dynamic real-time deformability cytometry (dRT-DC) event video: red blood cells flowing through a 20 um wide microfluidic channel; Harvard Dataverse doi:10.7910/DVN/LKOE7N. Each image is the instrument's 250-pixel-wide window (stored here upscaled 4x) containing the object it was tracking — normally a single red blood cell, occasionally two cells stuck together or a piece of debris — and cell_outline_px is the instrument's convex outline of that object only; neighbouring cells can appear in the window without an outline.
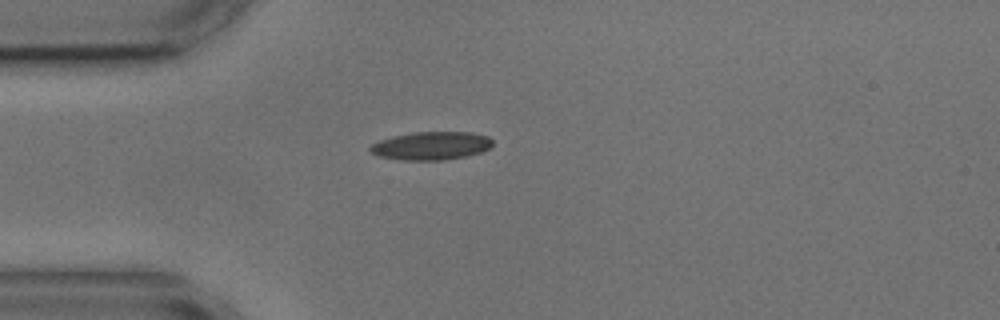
{"species": "common noctule bat (a hibernating species)", "species_latin": "Nyctalus noctula", "temperature_condition": "cold", "stored_images_in_passage": 3, "camera_frame_rate_fps": 3000, "um_per_image_px": 0.085, "animal": {"sex": "male", "body_mass_g": 17.9, "forearm_length_mm": 54.2}, "frame": {"image": 1, "passage_image": 3, "time_ms": 3.333, "image_size_px": [1000, 320], "cell_outline_px": [[492, 144], [488, 148], [480, 152], [464, 156], [444, 160], [404, 160], [376, 156], [368, 148], [372, 144], [380, 140], [412, 132], [472, 132], [488, 136], [492, 140]], "centroid_in_image_um": [36.64, 12.39], "position_along_channel_um": 48.4, "area_um2": 19.94}}